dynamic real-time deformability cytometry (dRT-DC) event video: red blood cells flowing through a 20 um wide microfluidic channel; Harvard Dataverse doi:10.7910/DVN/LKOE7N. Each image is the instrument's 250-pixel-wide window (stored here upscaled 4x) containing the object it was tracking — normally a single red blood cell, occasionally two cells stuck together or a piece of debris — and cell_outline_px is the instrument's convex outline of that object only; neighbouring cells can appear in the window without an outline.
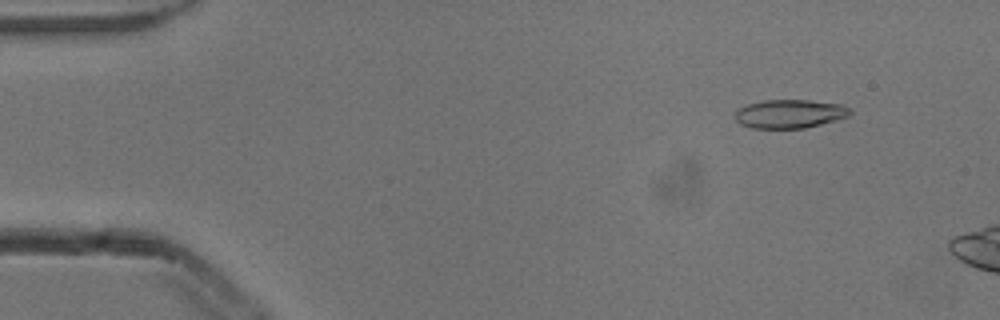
{"species": "common noctule bat (a hibernating species)", "species_latin": "Nyctalus noctula", "temperature_condition": "cold", "stored_images_in_passage": 4, "camera_frame_rate_fps": 3000, "um_per_image_px": 0.085, "animal": {"sex": "male", "body_mass_g": 13.3}, "frame": {"image": 1, "passage_image": 2, "time_ms": 0.333, "image_size_px": [1000, 320], "cell_outline_px": [[852, 112], [848, 116], [836, 120], [804, 128], [752, 128], [740, 124], [736, 120], [736, 112], [740, 108], [748, 104], [764, 100], [808, 100], [840, 104], [848, 108]], "centroid_in_image_um": [67.12, 9.67], "position_along_channel_um": 17.9, "area_um2": 18.96}}